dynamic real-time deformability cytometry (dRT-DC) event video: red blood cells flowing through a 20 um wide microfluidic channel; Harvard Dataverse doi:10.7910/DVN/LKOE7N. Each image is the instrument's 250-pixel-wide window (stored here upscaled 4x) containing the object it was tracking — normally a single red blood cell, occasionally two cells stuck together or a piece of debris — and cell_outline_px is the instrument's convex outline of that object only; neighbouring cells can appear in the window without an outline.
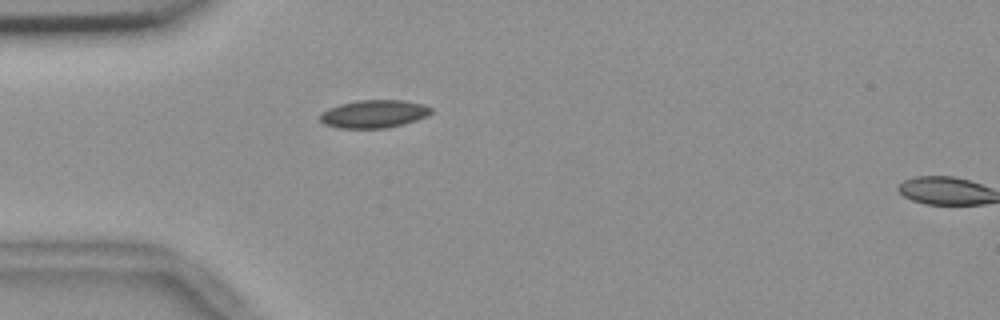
{"species": "common noctule bat (a hibernating species)", "species_latin": "Nyctalus noctula", "temperature_condition": "room temperature", "stored_images_in_passage": 2, "segment_of_instrument_passage": [1, 2], "camera_frame_rate_fps": 3000, "um_per_image_px": 0.085, "animal": {"sex": "female", "body_mass_g": 18.4}, "frame": {"image": 1, "passage_image": 1, "time_ms": 0.0, "image_size_px": [1000, 320], "cell_outline_px": [[432, 112], [428, 116], [404, 124], [384, 128], [340, 128], [324, 124], [320, 120], [320, 112], [328, 108], [340, 104], [356, 100], [404, 100], [424, 104], [432, 108]], "centroid_in_image_um": [31.79, 9.67], "position_along_channel_um": 53.2, "area_um2": 18.21}}